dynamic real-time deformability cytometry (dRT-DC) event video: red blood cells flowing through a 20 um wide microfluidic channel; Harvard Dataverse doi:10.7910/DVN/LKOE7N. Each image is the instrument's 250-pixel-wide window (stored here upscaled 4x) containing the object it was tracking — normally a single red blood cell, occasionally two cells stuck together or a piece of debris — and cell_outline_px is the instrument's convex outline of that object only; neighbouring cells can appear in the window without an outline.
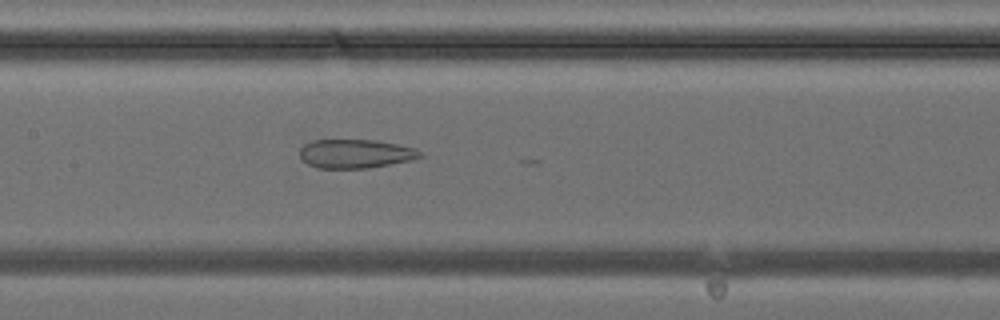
{"species": "common noctule bat (a hibernating species)", "species_latin": "Nyctalus noctula", "temperature_condition": "cold", "stored_images_in_passage": 30, "camera_frame_rate_fps": 3000, "um_per_image_px": 0.085, "animal": {"sex": "female", "body_mass_g": 24.6, "forearm_length_mm": 56.2}, "frame": {"image": 1, "passage_image": 16, "time_ms": 5.0, "image_size_px": [1000, 320], "cell_outline_px": [[424, 156], [412, 160], [368, 168], [316, 168], [308, 164], [300, 156], [300, 148], [304, 144], [312, 140], [376, 140], [416, 148]], "centroid_in_image_um": [30.22, 13.06], "position_along_channel_um": 177.2, "area_um2": 20.23}}
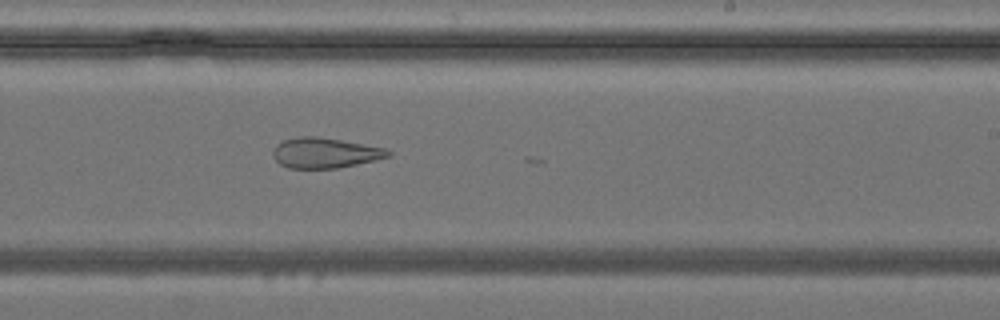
{"frame": {"image": 2, "passage_image": 21, "time_ms": 6.667, "image_size_px": [1000, 320], "cell_outline_px": [[392, 156], [376, 160], [336, 168], [288, 168], [280, 164], [272, 156], [272, 152], [276, 144], [284, 140], [300, 136], [316, 136], [340, 140], [384, 148], [392, 152]], "centroid_in_image_um": [27.6, 13.0], "position_along_channel_um": 261.4, "area_um2": 20.23}}
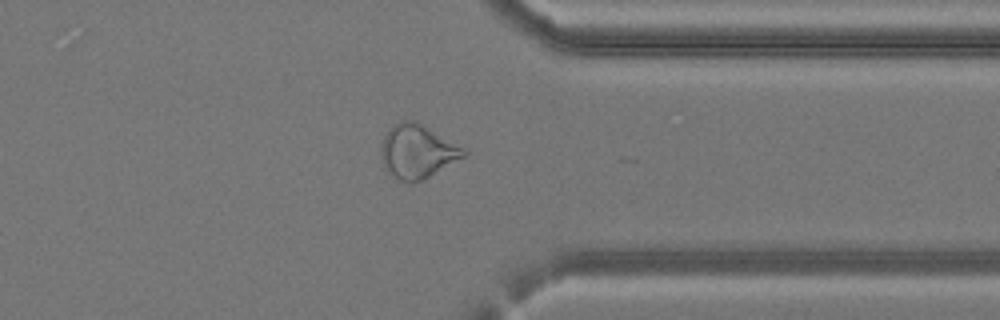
{"frame": {"image": 3, "passage_image": 28, "time_ms": 9.0, "image_size_px": [1000, 320], "cell_outline_px": [[468, 152], [464, 156], [428, 176], [412, 184], [400, 180], [388, 172], [380, 156], [380, 148], [384, 136], [392, 124], [400, 120], [416, 120], [468, 148]], "centroid_in_image_um": [35.48, 12.82], "position_along_channel_um": 375.9, "area_um2": 26.07}}